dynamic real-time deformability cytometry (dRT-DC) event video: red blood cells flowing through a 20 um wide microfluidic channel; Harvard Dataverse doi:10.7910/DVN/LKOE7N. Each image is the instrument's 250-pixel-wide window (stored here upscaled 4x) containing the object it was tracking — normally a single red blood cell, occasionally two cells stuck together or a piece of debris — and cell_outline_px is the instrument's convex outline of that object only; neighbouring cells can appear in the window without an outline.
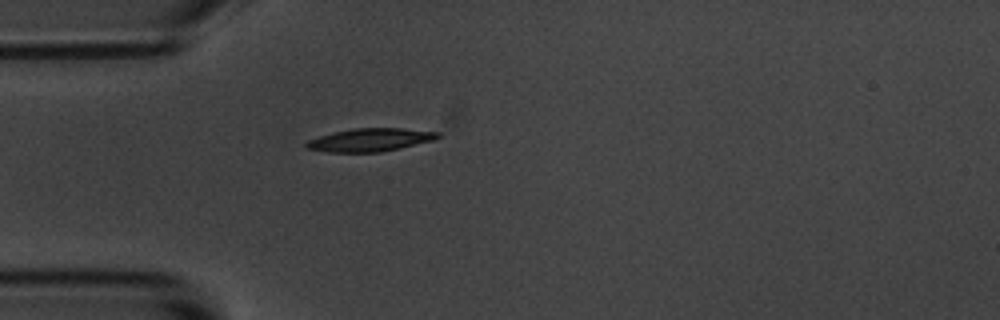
{"species": "common noctule bat (a hibernating species)", "species_latin": "Nyctalus noctula", "temperature_condition": "room temperature", "stored_images_in_passage": 41, "camera_frame_rate_fps": 3000, "um_per_image_px": 0.085, "animal": {"sex": "male", "body_mass_g": 20.1, "forearm_length_mm": 53.5}, "frame": {"image": 1, "passage_image": 1, "time_ms": 0.0, "image_size_px": [1000, 320], "cell_outline_px": [[440, 136], [432, 140], [400, 148], [380, 152], [328, 152], [304, 148], [304, 144], [308, 140], [332, 132], [352, 128], [400, 128], [440, 132]], "centroid_in_image_um": [31.41, 11.89], "position_along_channel_um": 53.6, "area_um2": 17.63}}
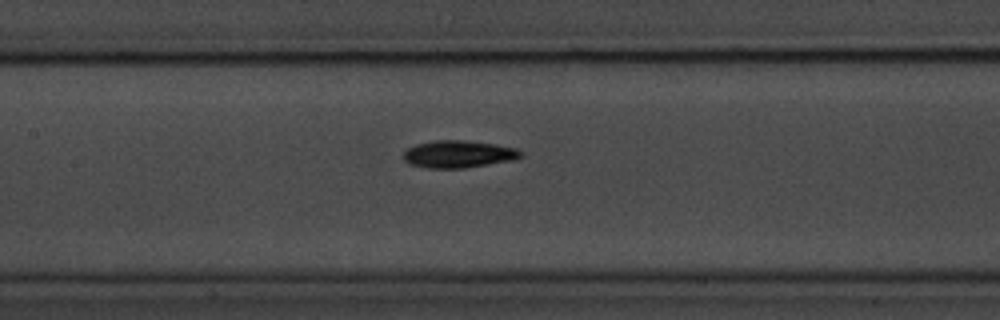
{"frame": {"image": 2, "passage_image": 11, "time_ms": 3.333, "image_size_px": [1000, 320], "cell_outline_px": [[524, 156], [512, 160], [464, 168], [428, 168], [408, 164], [400, 156], [408, 148], [416, 144], [436, 140], [464, 140], [496, 144], [516, 148], [524, 152]], "centroid_in_image_um": [38.96, 13.1], "position_along_channel_um": 168.4, "area_um2": 18.84}}
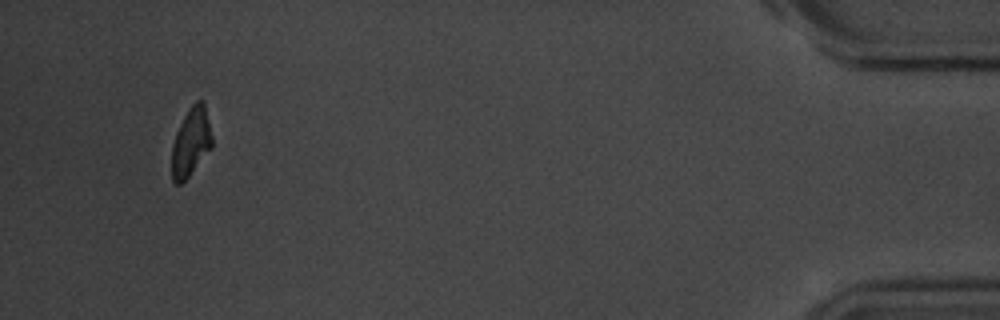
{"frame": {"image": 3, "passage_image": 38, "time_ms": 12.333, "image_size_px": [1000, 320], "cell_outline_px": [[212, 148], [188, 176], [180, 184], [176, 184], [172, 180], [172, 144], [176, 132], [188, 108], [196, 100], [204, 100], [212, 136]], "centroid_in_image_um": [16.24, 12.04], "position_along_channel_um": 419.0, "area_um2": 16.07}, "authors_computed_cell_mechanics": {"area_um2": 17.629, "velocity_mm_per_s": 3.6172, "shape_relaxation_time_tau1_ms": 2.3321, "shape_relaxation_time_tau2_ms": 6.4857, "deformation_change_tau1": 0.1636, "deformation_change_tau2": 0.1211}}